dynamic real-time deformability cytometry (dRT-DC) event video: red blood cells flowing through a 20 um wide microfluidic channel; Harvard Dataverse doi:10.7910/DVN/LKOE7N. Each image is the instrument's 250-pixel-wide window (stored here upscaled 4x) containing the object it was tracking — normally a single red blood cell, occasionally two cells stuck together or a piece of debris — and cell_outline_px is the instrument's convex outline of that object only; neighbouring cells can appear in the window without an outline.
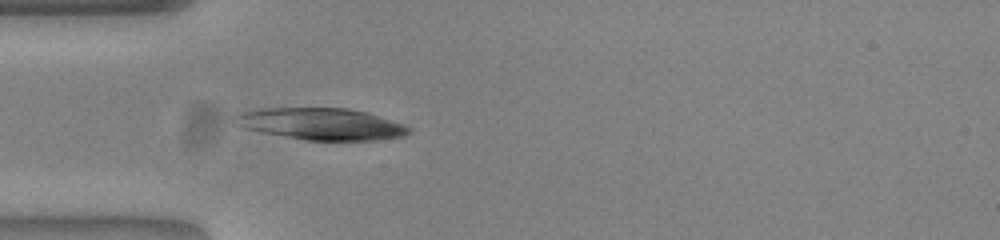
{"species": "common noctule bat (a hibernating species)", "species_latin": "Nyctalus noctula", "temperature_condition": "warm", "stored_images_in_passage": 14, "camera_frame_rate_fps": 3000, "um_per_image_px": 0.085, "animal": {"sex": "female", "body_mass_g": 23.0, "forearm_length_mm": 53.4}, "frame": {"image": 1, "passage_image": 3, "time_ms": 0.667, "image_size_px": [1000, 240], "cell_outline_px": [[412, 132], [404, 136], [376, 140], [304, 140], [244, 128], [232, 124], [232, 116], [244, 112], [260, 108], [348, 108], [368, 112], [412, 128]], "centroid_in_image_um": [27.28, 10.53], "position_along_channel_um": 57.7, "area_um2": 32.19}}
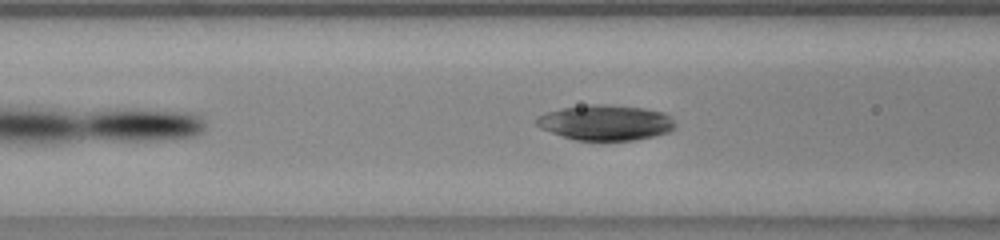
{"frame": {"image": 2, "passage_image": 8, "time_ms": 2.333, "image_size_px": [1000, 240], "cell_outline_px": [[676, 124], [668, 132], [652, 136], [632, 140], [576, 140], [540, 128], [536, 124], [536, 120], [540, 116], [548, 112], [560, 108], [588, 104], [604, 104], [644, 108], [664, 112]], "centroid_in_image_um": [51.47, 10.41], "position_along_channel_um": 115.1, "area_um2": 28.21}}